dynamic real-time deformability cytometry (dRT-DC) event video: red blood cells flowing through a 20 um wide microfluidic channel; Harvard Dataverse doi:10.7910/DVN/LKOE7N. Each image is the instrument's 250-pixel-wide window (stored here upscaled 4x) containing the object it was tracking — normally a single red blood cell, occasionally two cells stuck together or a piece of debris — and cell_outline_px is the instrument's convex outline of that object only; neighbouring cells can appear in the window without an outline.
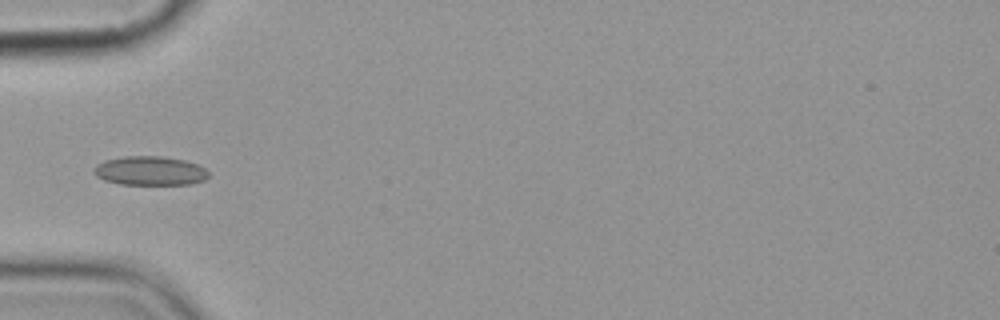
{"species": "common noctule bat (a hibernating species)", "species_latin": "Nyctalus noctula", "temperature_condition": "cold", "stored_images_in_passage": 6, "camera_frame_rate_fps": 3000, "um_per_image_px": 0.085, "animal": {"sex": "female", "body_mass_g": 19.9}, "frame": {"image": 1, "passage_image": 5, "time_ms": 4.667, "image_size_px": [1000, 320], "cell_outline_px": [[208, 176], [204, 180], [192, 184], [120, 184], [104, 180], [96, 176], [92, 172], [92, 168], [96, 164], [104, 160], [124, 156], [164, 156], [184, 160], [196, 164], [204, 168], [208, 172]], "centroid_in_image_um": [12.7, 14.51], "position_along_channel_um": 72.3, "area_um2": 19.54}}
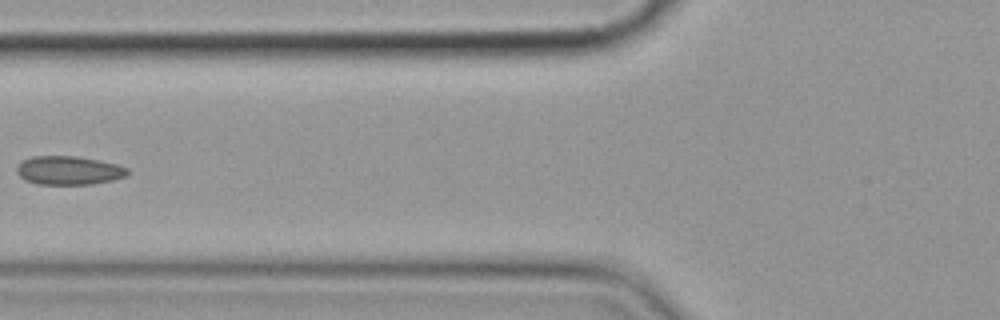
{"frame": {"image": 2, "passage_image": 6, "time_ms": 6.0, "image_size_px": [1000, 320], "cell_outline_px": [[128, 172], [124, 176], [112, 180], [92, 184], [36, 184], [24, 180], [16, 172], [16, 168], [24, 160], [32, 156], [76, 156], [100, 160], [116, 164], [128, 168]], "centroid_in_image_um": [5.82, 14.48], "position_along_channel_um": 120.0, "area_um2": 18.44}}